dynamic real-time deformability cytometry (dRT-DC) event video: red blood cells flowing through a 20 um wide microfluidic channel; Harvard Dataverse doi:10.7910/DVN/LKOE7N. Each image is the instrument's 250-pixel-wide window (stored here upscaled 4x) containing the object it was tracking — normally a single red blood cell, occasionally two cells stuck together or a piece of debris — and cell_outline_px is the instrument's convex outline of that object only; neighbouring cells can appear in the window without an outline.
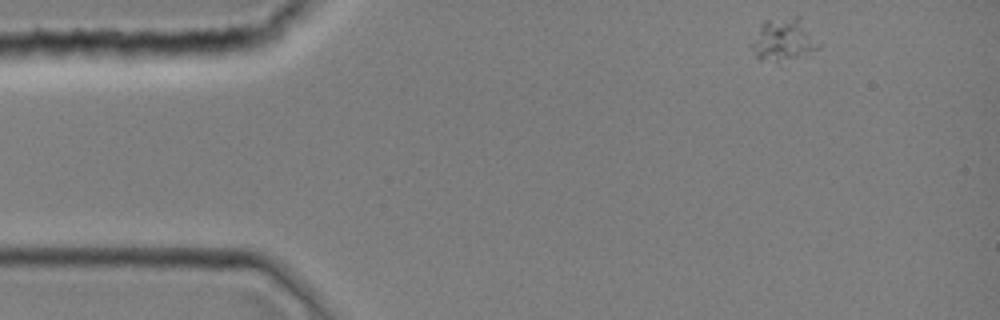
{"species": "common noctule bat (a hibernating species)", "species_latin": "Nyctalus noctula", "temperature_condition": "room temperature", "stored_images_in_passage": 41, "camera_frame_rate_fps": 3000, "um_per_image_px": 0.085, "animal": {"sex": "female", "body_mass_g": 19.0, "forearm_length_mm": 51.5}, "frame": {"image": 1, "passage_image": 1, "time_ms": 0.0, "image_size_px": [1000, 320], "cell_outline_px": [[820, 48], [796, 56], [776, 60], [760, 60], [756, 56], [748, 44], [764, 20], [796, 16], [800, 16], [820, 44]], "centroid_in_image_um": [66.55, 3.32], "position_along_channel_um": 18.4, "area_um2": 16.24}}
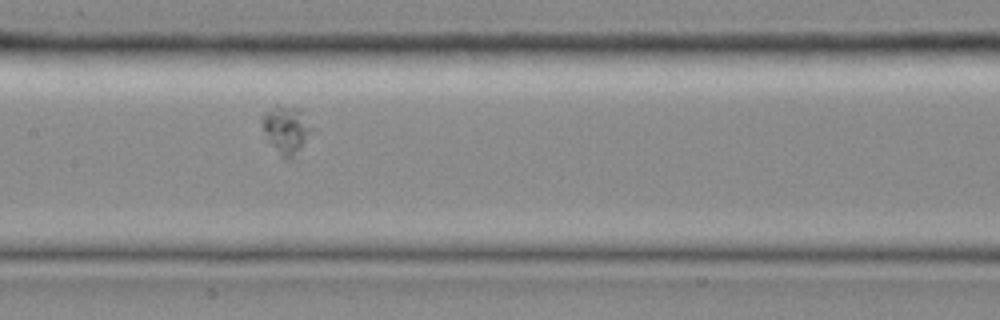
{"frame": {"image": 2, "passage_image": 18, "time_ms": 5.667, "image_size_px": [1000, 320], "cell_outline_px": [[312, 132], [300, 148], [292, 156], [284, 160], [268, 140], [260, 116], [264, 112], [276, 104], [280, 104], [300, 108], [304, 112], [312, 128]], "centroid_in_image_um": [24.32, 10.94], "position_along_channel_um": 183.1, "area_um2": 13.7}}
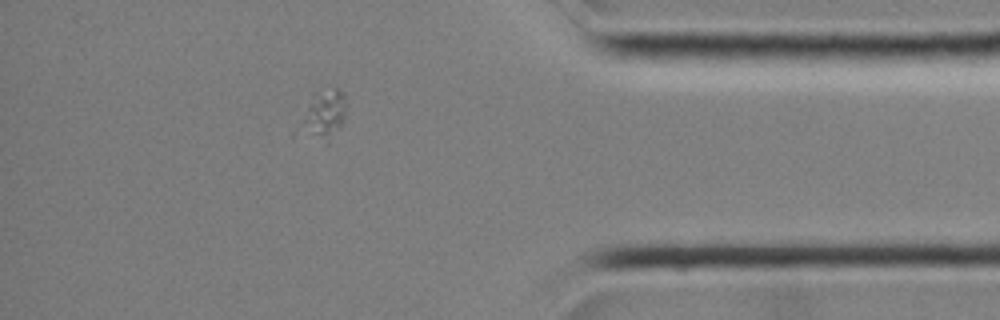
{"frame": {"image": 3, "passage_image": 35, "time_ms": 11.333, "image_size_px": [1000, 320], "cell_outline_px": [[344, 120], [340, 128], [328, 144], [304, 120], [308, 108], [316, 92], [336, 88], [344, 96]], "centroid_in_image_um": [27.74, 9.64], "position_along_channel_um": 407.5, "area_um2": 10.87}}